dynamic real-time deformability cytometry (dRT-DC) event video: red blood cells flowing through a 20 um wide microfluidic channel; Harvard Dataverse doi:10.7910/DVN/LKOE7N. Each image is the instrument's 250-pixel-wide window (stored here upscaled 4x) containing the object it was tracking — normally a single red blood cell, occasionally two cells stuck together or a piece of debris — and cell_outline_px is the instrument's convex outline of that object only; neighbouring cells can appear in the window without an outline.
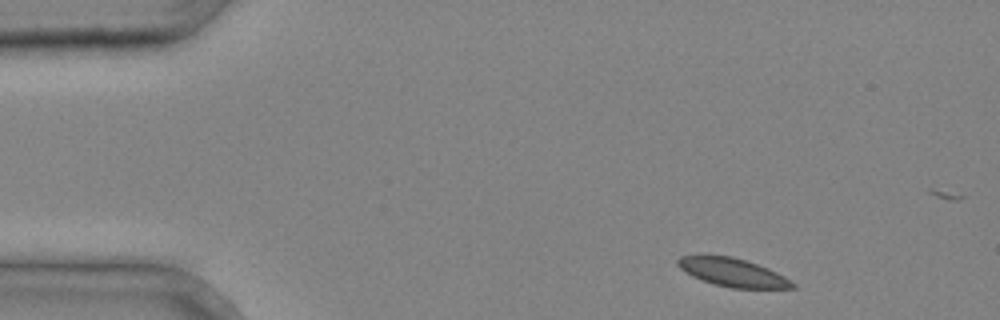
{"species": "common noctule bat (a hibernating species)", "species_latin": "Nyctalus noctula", "temperature_condition": "cold", "stored_images_in_passage": 2, "camera_frame_rate_fps": 3000, "um_per_image_px": 0.085, "animal": {"sex": "male", "body_mass_g": 20.4}, "frame": {"image": 1, "passage_image": 1, "time_ms": 0.0, "image_size_px": [1000, 320], "cell_outline_px": [[796, 288], [732, 288], [716, 284], [692, 276], [680, 268], [676, 264], [676, 260], [680, 256], [704, 252], [732, 256], [768, 268], [792, 280], [796, 284]], "centroid_in_image_um": [62.22, 23.1], "position_along_channel_um": 22.8, "area_um2": 19.36}}